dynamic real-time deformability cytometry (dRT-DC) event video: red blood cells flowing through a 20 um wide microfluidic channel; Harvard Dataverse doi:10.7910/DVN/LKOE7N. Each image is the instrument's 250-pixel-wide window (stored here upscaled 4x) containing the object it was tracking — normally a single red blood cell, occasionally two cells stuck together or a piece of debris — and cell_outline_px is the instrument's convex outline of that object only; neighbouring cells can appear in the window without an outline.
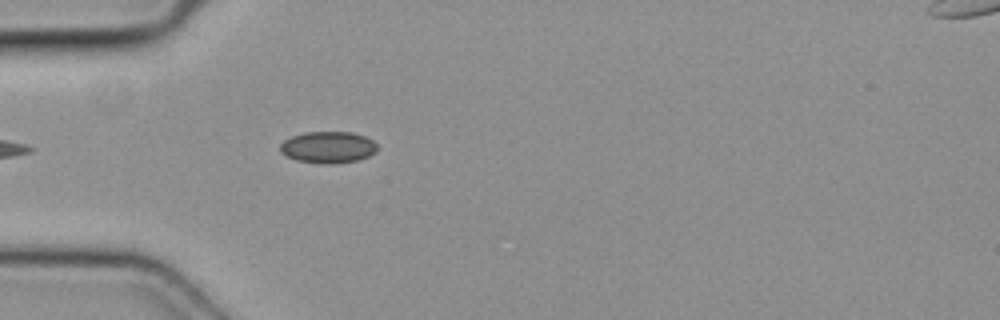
{"species": "common noctule bat (a hibernating species)", "species_latin": "Nyctalus noctula", "temperature_condition": "cold", "stored_images_in_passage": 5, "camera_frame_rate_fps": 3000, "um_per_image_px": 0.085, "animal": {"sex": "female", "body_mass_g": 19.3, "forearm_length_mm": 54.1}, "frame": {"image": 1, "passage_image": 4, "time_ms": 1.0, "image_size_px": [1000, 320], "cell_outline_px": [[376, 152], [368, 156], [356, 160], [332, 164], [328, 164], [296, 160], [280, 152], [280, 144], [284, 140], [292, 136], [304, 132], [352, 132], [364, 136], [372, 140], [376, 144]], "centroid_in_image_um": [27.87, 12.51], "position_along_channel_um": 57.1, "area_um2": 17.74}}